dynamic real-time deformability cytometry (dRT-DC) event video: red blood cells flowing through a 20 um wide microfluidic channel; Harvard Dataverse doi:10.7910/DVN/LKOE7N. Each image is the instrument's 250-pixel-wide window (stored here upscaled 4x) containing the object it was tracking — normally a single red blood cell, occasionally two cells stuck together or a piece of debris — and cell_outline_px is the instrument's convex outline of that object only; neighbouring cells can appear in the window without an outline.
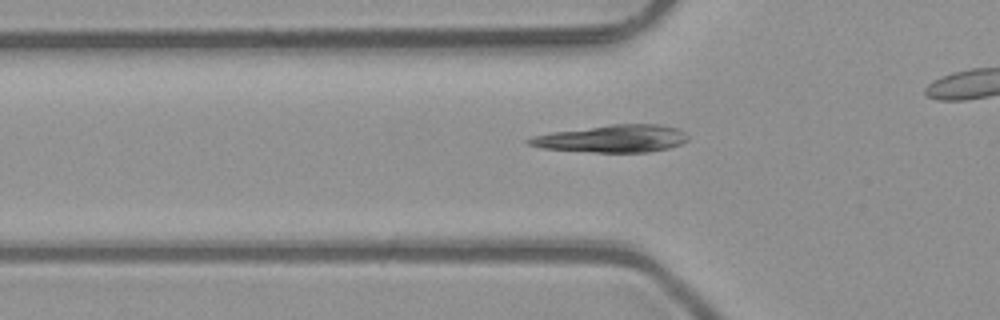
{"species": "common noctule bat (a hibernating species)", "species_latin": "Nyctalus noctula", "temperature_condition": "room temperature", "stored_images_in_passage": 39, "camera_frame_rate_fps": 3000, "um_per_image_px": 0.085, "animal": {"sex": "male", "body_mass_g": 23.1, "forearm_length_mm": 52.7}, "frame": {"image": 1, "passage_image": 15, "time_ms": 4.667, "image_size_px": [1000, 320], "cell_outline_px": [[688, 140], [680, 144], [668, 148], [648, 152], [592, 152], [540, 148], [528, 144], [524, 140], [532, 136], [552, 132], [608, 124], [660, 124], [676, 128], [684, 132], [688, 136]], "centroid_in_image_um": [52.01, 11.78], "position_along_channel_um": 73.8, "area_um2": 25.49}}
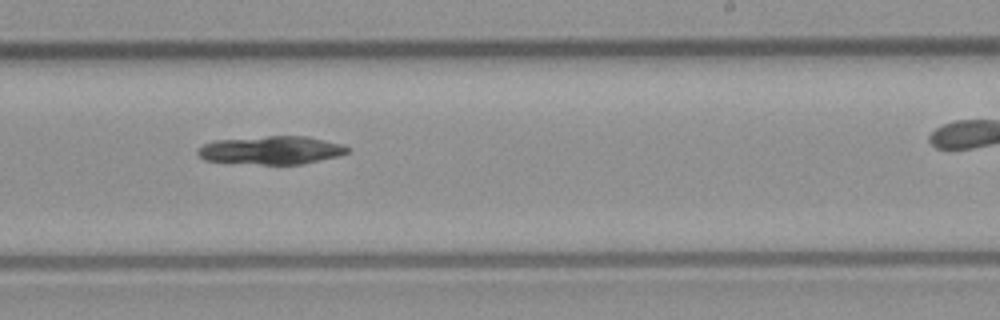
{"frame": {"image": 2, "passage_image": 29, "time_ms": 9.333, "image_size_px": [1000, 320], "cell_outline_px": [[348, 152], [336, 156], [304, 164], [260, 164], [204, 160], [196, 152], [196, 148], [212, 140], [268, 136], [308, 136], [340, 144], [348, 148]], "centroid_in_image_um": [23.0, 12.76], "position_along_channel_um": 266.0, "area_um2": 24.45}}
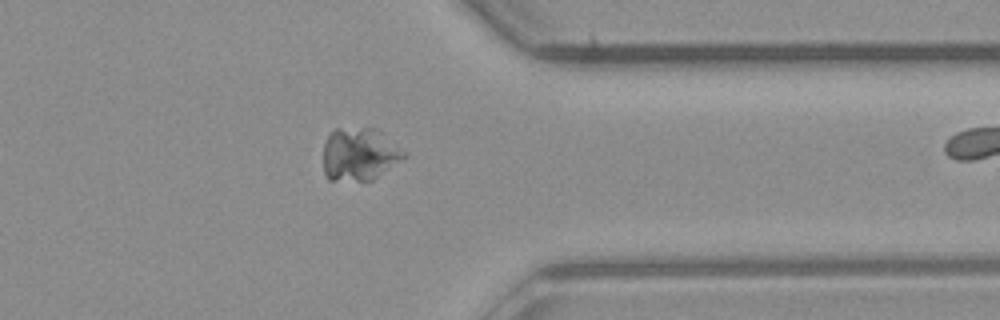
{"frame": {"image": 3, "passage_image": 38, "time_ms": 12.333, "image_size_px": [1000, 320], "cell_outline_px": [[408, 156], [372, 180], [328, 180], [324, 172], [324, 144], [328, 136], [336, 128], [376, 128], [408, 152]], "centroid_in_image_um": [30.59, 13.1], "position_along_channel_um": 380.8, "area_um2": 24.97}}